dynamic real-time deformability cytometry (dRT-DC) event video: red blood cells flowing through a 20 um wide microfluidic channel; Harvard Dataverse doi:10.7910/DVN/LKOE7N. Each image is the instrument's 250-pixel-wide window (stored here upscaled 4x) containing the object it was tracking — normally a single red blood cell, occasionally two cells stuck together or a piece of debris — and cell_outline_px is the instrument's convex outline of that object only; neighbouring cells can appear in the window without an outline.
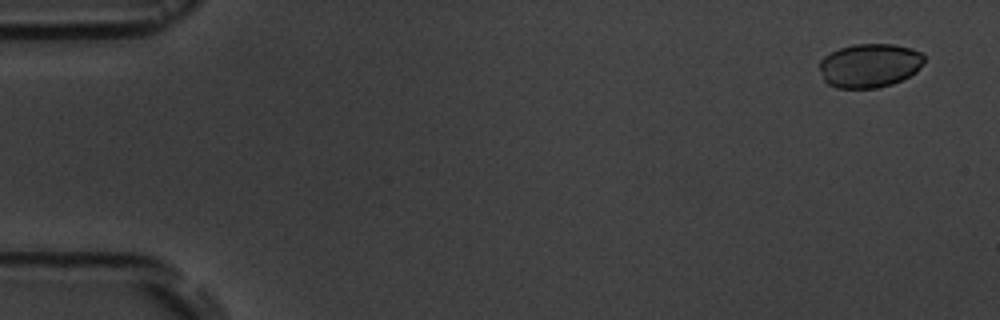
{"species": "common noctule bat (a hibernating species)", "species_latin": "Nyctalus noctula", "temperature_condition": "room temperature", "stored_images_in_passage": 5, "camera_frame_rate_fps": 3000, "um_per_image_px": 0.085, "animal": {"sex": "male", "body_mass_g": 19.5, "forearm_length_mm": 54.6}, "frame": {"image": 1, "passage_image": 1, "time_ms": 0.0, "image_size_px": [1000, 320], "cell_outline_px": [[924, 60], [920, 68], [916, 72], [892, 84], [876, 88], [836, 88], [828, 84], [824, 80], [820, 68], [820, 60], [824, 56], [840, 48], [852, 44], [892, 44], [912, 48], [920, 52], [924, 56]], "centroid_in_image_um": [73.91, 5.56], "position_along_channel_um": 11.1, "area_um2": 26.76}}